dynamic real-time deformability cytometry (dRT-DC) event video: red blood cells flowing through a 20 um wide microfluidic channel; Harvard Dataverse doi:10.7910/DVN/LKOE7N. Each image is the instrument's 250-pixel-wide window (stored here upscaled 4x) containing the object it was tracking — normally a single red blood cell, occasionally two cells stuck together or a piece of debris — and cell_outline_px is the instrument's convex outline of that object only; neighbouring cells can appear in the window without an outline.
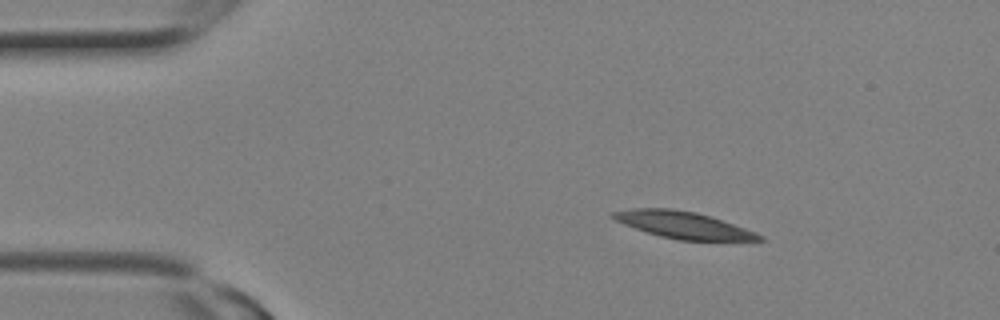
{"species": "Egyptian fruit bat (a non-hibernating species)", "species_latin": "Rousettus aegyptiacus", "temperature_condition": "room temperature", "stored_images_in_passage": 23, "camera_frame_rate_fps": 3000, "um_per_image_px": 0.085, "animal": {"sex": "female"}, "frame": {"image": 1, "passage_image": 3, "time_ms": 0.667, "image_size_px": [1000, 320], "cell_outline_px": [[764, 240], [680, 240], [660, 236], [624, 224], [608, 216], [612, 212], [632, 208], [672, 208], [696, 212], [756, 232], [764, 236]], "centroid_in_image_um": [58.03, 19.11], "position_along_channel_um": 27.0, "area_um2": 22.48}}
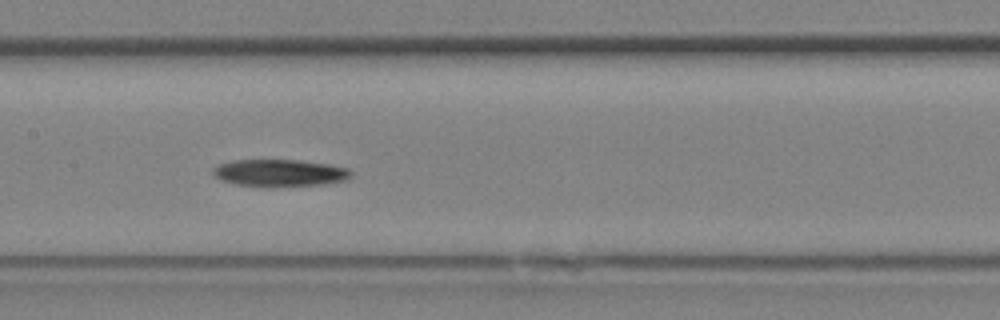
{"frame": {"image": 2, "passage_image": 11, "time_ms": 3.333, "image_size_px": [1000, 320], "cell_outline_px": [[352, 176], [348, 180], [324, 184], [272, 188], [236, 184], [224, 180], [216, 176], [212, 172], [212, 168], [216, 164], [232, 160], [300, 160], [328, 164], [348, 168], [352, 172]], "centroid_in_image_um": [23.8, 14.71], "position_along_channel_um": 183.6, "area_um2": 22.25}}
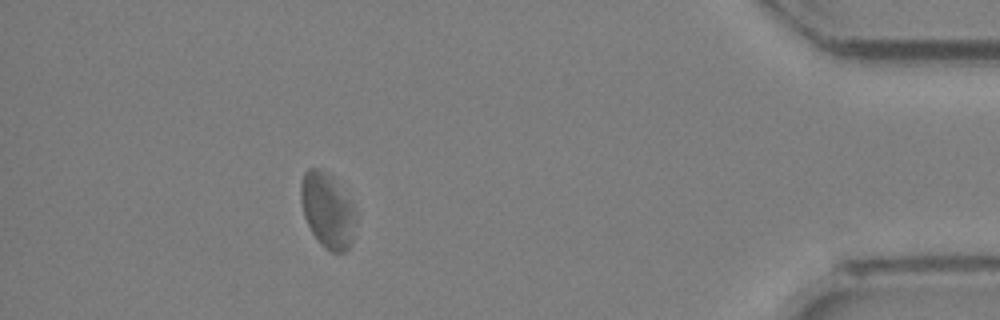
{"frame": {"image": 3, "passage_image": 21, "time_ms": 6.667, "image_size_px": [1000, 320], "cell_outline_px": [[356, 220], [352, 240], [348, 248], [344, 252], [332, 252], [324, 248], [320, 244], [312, 232], [304, 216], [300, 200], [300, 184], [304, 172], [308, 168], [320, 168], [328, 172], [332, 176], [356, 208]], "centroid_in_image_um": [27.83, 17.86], "position_along_channel_um": 407.4, "area_um2": 24.28}}